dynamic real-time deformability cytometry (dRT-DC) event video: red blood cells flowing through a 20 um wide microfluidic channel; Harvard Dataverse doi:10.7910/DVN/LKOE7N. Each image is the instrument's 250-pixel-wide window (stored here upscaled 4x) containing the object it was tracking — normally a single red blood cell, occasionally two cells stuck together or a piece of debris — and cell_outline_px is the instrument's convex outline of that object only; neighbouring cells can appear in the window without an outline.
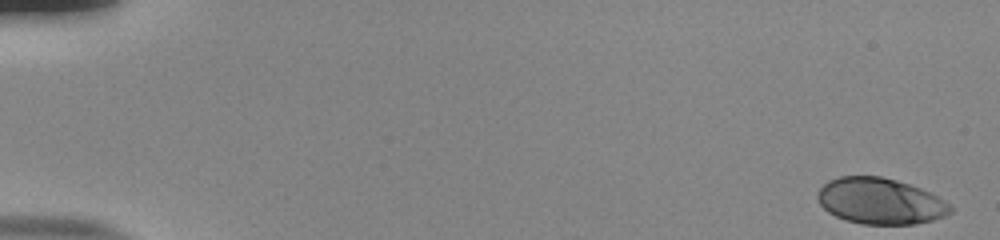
{"species": "human", "species_latin": "Homo sapiens", "temperature_condition": "room temperature", "stored_images_in_passage": 53, "camera_frame_rate_fps": 3000, "um_per_image_px": 0.085, "donor": {"sex": "male"}, "frame": {"image": 1, "passage_image": 1, "time_ms": 0.0, "image_size_px": [1000, 240], "cell_outline_px": [[952, 212], [944, 216], [932, 220], [916, 224], [860, 224], [844, 220], [828, 212], [820, 204], [816, 196], [820, 188], [828, 180], [840, 176], [880, 176], [896, 180], [920, 188], [952, 204]], "centroid_in_image_um": [74.81, 17.1], "position_along_channel_um": 10.2, "area_um2": 35.72}}
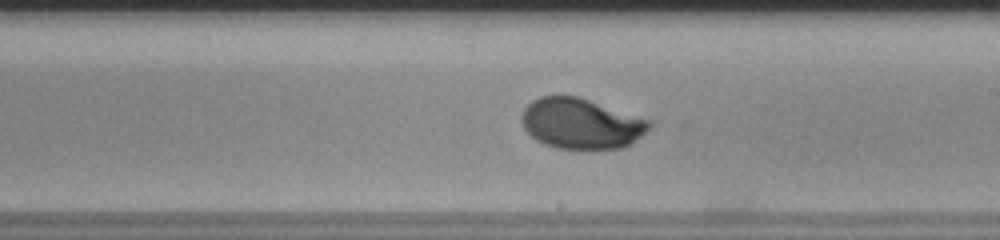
{"frame": {"image": 2, "passage_image": 32, "time_ms": 10.333, "image_size_px": [1000, 240], "cell_outline_px": [[652, 128], [632, 144], [620, 148], [556, 148], [544, 144], [536, 140], [524, 128], [520, 120], [520, 116], [524, 108], [532, 100], [540, 96], [576, 96], [652, 120]], "centroid_in_image_um": [49.41, 10.5], "position_along_channel_um": 239.6, "area_um2": 37.63}}
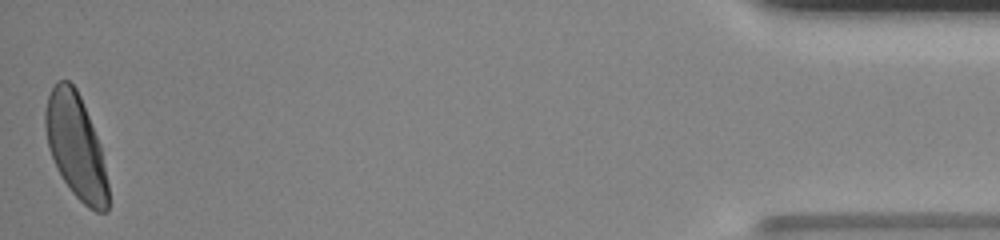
{"frame": {"image": 3, "passage_image": 53, "time_ms": 17.333, "image_size_px": [1000, 240], "cell_outline_px": [[108, 212], [96, 212], [88, 208], [72, 192], [64, 180], [48, 148], [44, 128], [44, 112], [48, 96], [56, 80], [68, 80], [76, 88], [80, 96], [100, 144], [108, 184]], "centroid_in_image_um": [6.44, 12.43], "position_along_channel_um": 428.8, "area_um2": 37.97}, "authors_computed_cell_mechanics": {"area_um2": 37.2232, "velocity_mm_per_s": 3.8698, "shape_relaxation_time_tau1_ms": 4.2848, "shape_relaxation_time_tau2_ms": null, "deformation_change_tau1": 0.2009, "deformation_change_tau2": null}}